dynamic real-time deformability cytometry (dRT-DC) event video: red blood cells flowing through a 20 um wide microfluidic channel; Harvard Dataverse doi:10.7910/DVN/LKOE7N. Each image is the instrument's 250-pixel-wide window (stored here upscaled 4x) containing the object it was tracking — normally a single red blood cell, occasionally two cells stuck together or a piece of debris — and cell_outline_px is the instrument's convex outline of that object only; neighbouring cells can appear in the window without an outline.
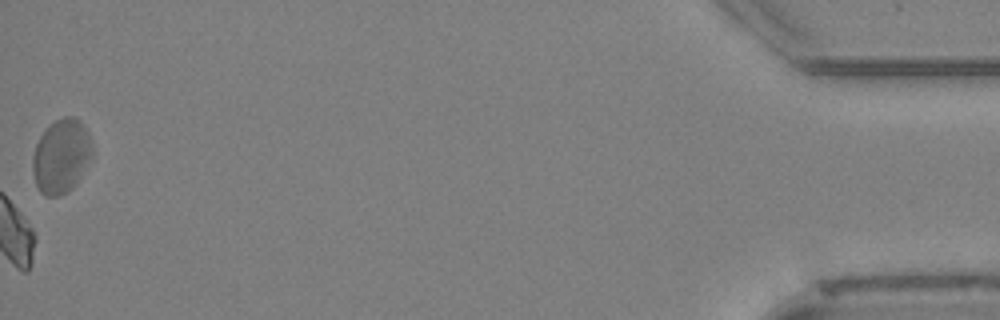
{"species": "Egyptian fruit bat (a non-hibernating species)", "species_latin": "Rousettus aegyptiacus", "temperature_condition": "cold", "stored_images_in_passage": 45, "camera_frame_rate_fps": 3000, "um_per_image_px": 0.085, "animal": {"sex": "female"}, "frame": {"image": 1, "passage_image": 45, "time_ms": 14.667, "image_size_px": [1000, 320], "cell_outline_px": [[92, 156], [80, 176], [72, 188], [60, 196], [44, 196], [36, 188], [32, 172], [32, 156], [36, 144], [40, 136], [56, 120], [64, 116], [76, 116], [80, 120], [88, 132], [92, 144]], "centroid_in_image_um": [5.19, 13.28], "position_along_channel_um": 430.0, "area_um2": 25.78}, "authors_computed_cell_mechanics": {"area_um2": 18.5538, "velocity_mm_per_s": 3.8885, "shape_relaxation_time_tau1_ms": 2.5622, "shape_relaxation_time_tau2_ms": null, "deformation_change_tau1": 0.0994, "deformation_change_tau2": null}}